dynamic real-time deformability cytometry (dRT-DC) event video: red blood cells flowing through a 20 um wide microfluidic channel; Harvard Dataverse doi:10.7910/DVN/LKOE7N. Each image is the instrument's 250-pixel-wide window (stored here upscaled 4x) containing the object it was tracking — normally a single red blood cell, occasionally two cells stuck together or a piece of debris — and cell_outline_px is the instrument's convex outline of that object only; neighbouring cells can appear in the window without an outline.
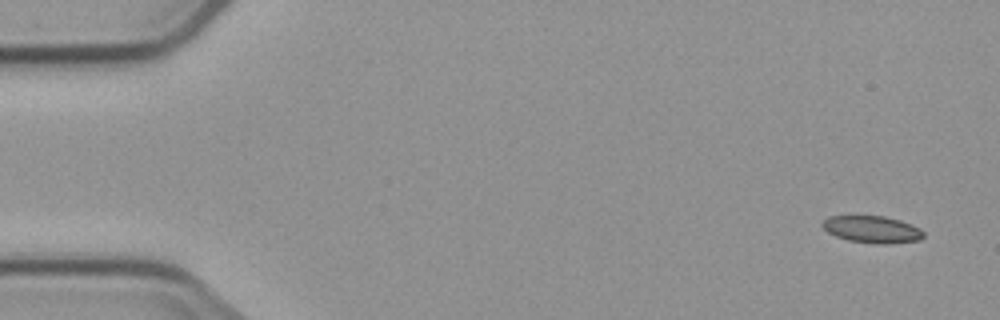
{"species": "common noctule bat (a hibernating species)", "species_latin": "Nyctalus noctula", "temperature_condition": "cold", "stored_images_in_passage": 5, "camera_frame_rate_fps": 3000, "um_per_image_px": 0.085, "animal": {"sex": "male", "body_mass_g": 23.1, "forearm_length_mm": 52.7}, "frame": {"image": 1, "passage_image": 1, "time_ms": 0.0, "image_size_px": [1000, 320], "cell_outline_px": [[924, 236], [920, 240], [888, 244], [876, 244], [848, 240], [836, 236], [828, 232], [820, 224], [828, 216], [884, 216], [900, 220], [912, 224], [920, 228], [924, 232]], "centroid_in_image_um": [74.15, 19.5], "position_along_channel_um": 10.8, "area_um2": 16.01}}